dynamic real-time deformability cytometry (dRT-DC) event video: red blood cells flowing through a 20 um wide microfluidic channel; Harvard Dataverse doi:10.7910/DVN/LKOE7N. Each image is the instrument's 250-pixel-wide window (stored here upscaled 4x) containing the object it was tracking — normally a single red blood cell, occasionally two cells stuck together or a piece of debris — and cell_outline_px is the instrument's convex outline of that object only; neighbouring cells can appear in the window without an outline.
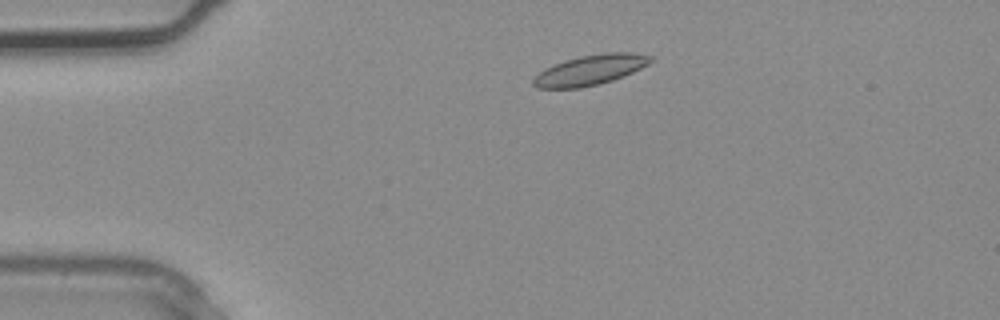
{"species": "common noctule bat (a hibernating species)", "species_latin": "Nyctalus noctula", "temperature_condition": "warm", "stored_images_in_passage": 3, "camera_frame_rate_fps": 3000, "um_per_image_px": 0.085, "animal": {"sex": "male", "body_mass_g": 20.4}, "frame": {"image": 1, "passage_image": 2, "time_ms": 0.333, "image_size_px": [1000, 320], "cell_outline_px": [[652, 60], [648, 64], [624, 76], [600, 84], [580, 88], [536, 88], [532, 84], [532, 80], [540, 72], [564, 60], [580, 56], [604, 52], [632, 52], [652, 56]], "centroid_in_image_um": [50.18, 5.95], "position_along_channel_um": 34.8, "area_um2": 20.46}}
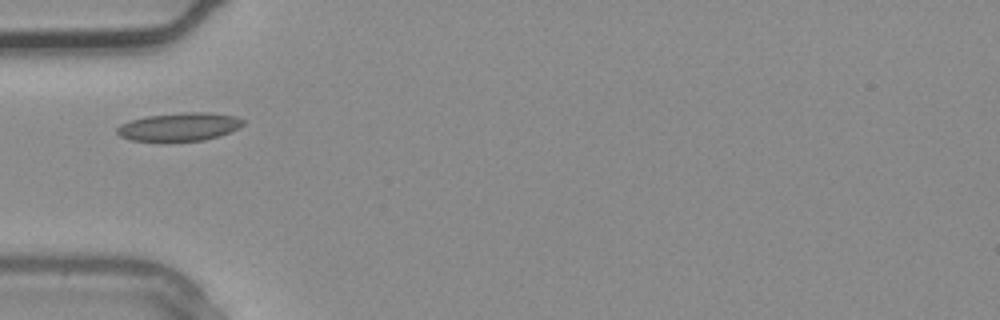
{"frame": {"image": 2, "passage_image": 3, "time_ms": 0.667, "image_size_px": [1000, 320], "cell_outline_px": [[244, 124], [228, 132], [204, 140], [160, 144], [128, 140], [120, 136], [116, 132], [116, 128], [120, 124], [132, 120], [148, 116], [184, 112], [208, 112], [236, 116], [244, 120]], "centroid_in_image_um": [15.16, 10.82], "position_along_channel_um": 69.8, "area_um2": 21.39}}